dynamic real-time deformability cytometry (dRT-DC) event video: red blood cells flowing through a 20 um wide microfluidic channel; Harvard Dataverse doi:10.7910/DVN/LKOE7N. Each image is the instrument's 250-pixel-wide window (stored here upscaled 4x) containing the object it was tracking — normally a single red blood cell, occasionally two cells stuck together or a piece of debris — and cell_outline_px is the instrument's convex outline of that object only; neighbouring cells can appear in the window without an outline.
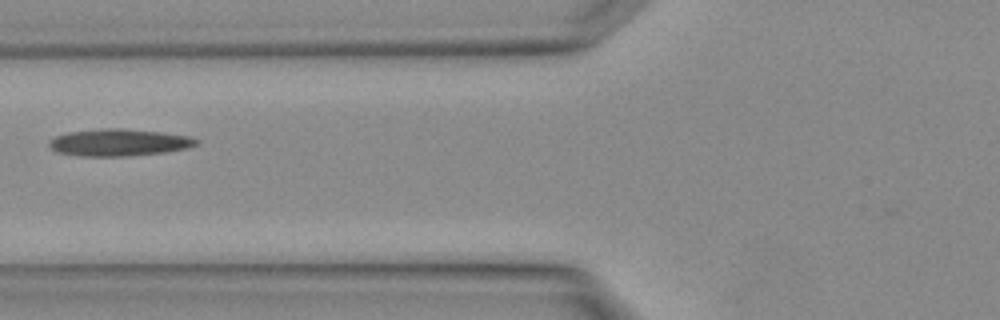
{"species": "Egyptian fruit bat (a non-hibernating species)", "species_latin": "Rousettus aegyptiacus", "temperature_condition": "warm", "stored_images_in_passage": 3, "camera_frame_rate_fps": 3000, "um_per_image_px": 0.085, "animal": {"sex": "female"}, "frame": {"image": 1, "passage_image": 3, "time_ms": 0.667, "image_size_px": [1000, 320], "cell_outline_px": [[200, 144], [188, 148], [164, 152], [128, 156], [80, 156], [56, 152], [48, 144], [48, 140], [56, 136], [68, 132], [100, 128], [120, 128], [160, 132], [188, 136], [200, 140]], "centroid_in_image_um": [10.11, 12.11], "position_along_channel_um": 115.7, "area_um2": 23.29}}